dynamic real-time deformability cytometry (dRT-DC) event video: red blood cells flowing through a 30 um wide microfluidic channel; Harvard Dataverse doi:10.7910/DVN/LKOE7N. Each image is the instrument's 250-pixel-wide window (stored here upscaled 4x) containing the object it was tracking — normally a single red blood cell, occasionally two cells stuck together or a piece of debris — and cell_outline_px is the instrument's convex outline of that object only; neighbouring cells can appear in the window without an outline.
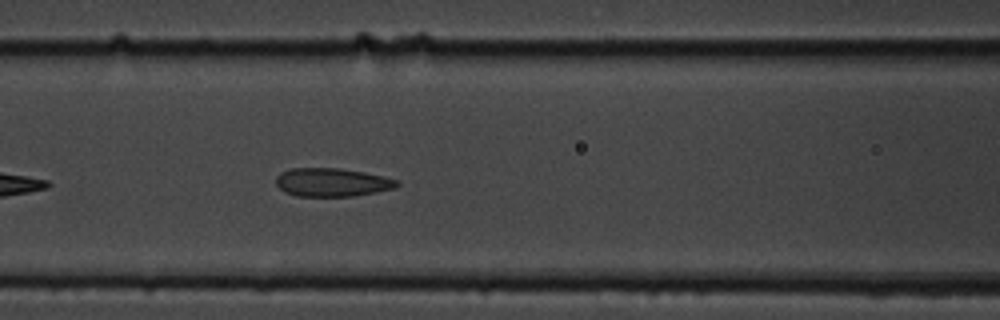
{"species": "common noctule bat (a hibernating species)", "species_latin": "Nyctalus noctula", "temperature_condition": "cold", "stored_images_in_passage": 7, "camera_frame_rate_fps": 3000, "um_per_image_px": 0.085, "animal": {"sex": "male", "body_mass_g": 19.5, "forearm_length_mm": 54.6}, "frame": {"image": 1, "passage_image": 7, "time_ms": 7.0, "image_size_px": [1000, 320], "cell_outline_px": [[400, 184], [396, 188], [352, 196], [296, 196], [284, 192], [276, 184], [276, 176], [280, 172], [292, 168], [340, 168], [364, 172], [384, 176], [400, 180]], "centroid_in_image_um": [28.23, 15.49], "position_along_channel_um": 138.4, "area_um2": 20.17}}